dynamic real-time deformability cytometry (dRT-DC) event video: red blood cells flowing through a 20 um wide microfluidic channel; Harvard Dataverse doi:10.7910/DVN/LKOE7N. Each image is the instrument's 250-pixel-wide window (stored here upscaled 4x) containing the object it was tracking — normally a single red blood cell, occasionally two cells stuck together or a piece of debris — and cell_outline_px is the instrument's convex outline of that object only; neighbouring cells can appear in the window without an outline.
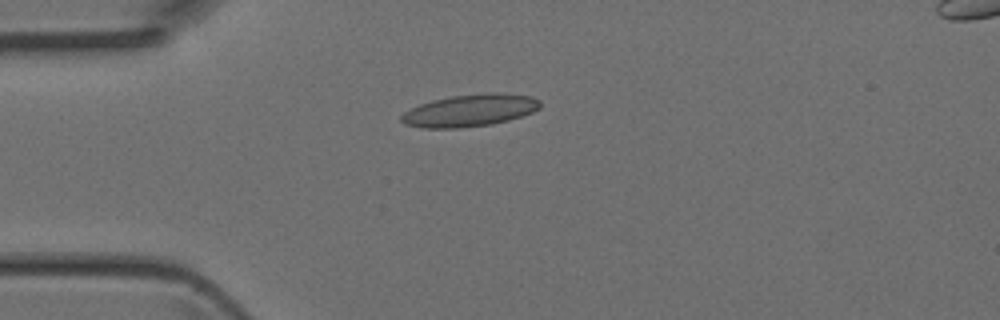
{"species": "Egyptian fruit bat (a non-hibernating species)", "species_latin": "Rousettus aegyptiacus", "temperature_condition": "room temperature", "stored_images_in_passage": 3, "camera_frame_rate_fps": 3000, "um_per_image_px": 0.085, "animal": {"sex": "female"}, "frame": {"image": 1, "passage_image": 1, "time_ms": 0.0, "image_size_px": [1000, 320], "cell_outline_px": [[540, 108], [532, 112], [508, 120], [492, 124], [456, 128], [424, 128], [404, 124], [400, 120], [400, 116], [404, 112], [420, 104], [432, 100], [452, 96], [484, 92], [500, 92], [532, 96], [540, 100]], "centroid_in_image_um": [39.95, 9.37], "position_along_channel_um": 45.1, "area_um2": 26.13}}
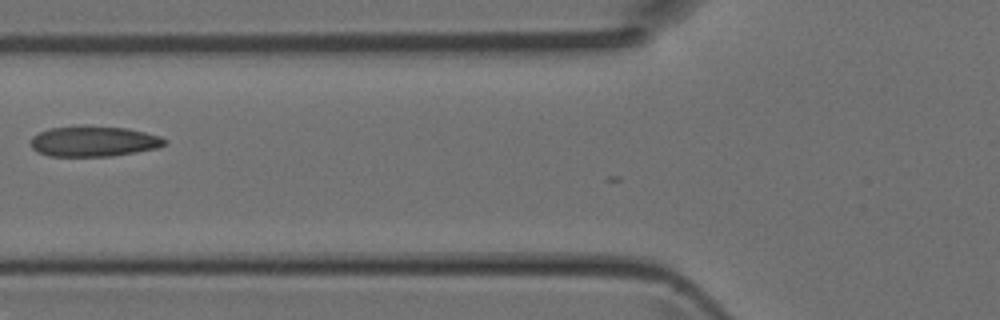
{"frame": {"image": 2, "passage_image": 3, "time_ms": 0.667, "image_size_px": [1000, 320], "cell_outline_px": [[168, 140], [164, 144], [156, 148], [136, 152], [112, 156], [48, 156], [32, 148], [32, 136], [48, 128], [84, 124], [128, 128], [160, 136]], "centroid_in_image_um": [7.96, 11.99], "position_along_channel_um": 117.8, "area_um2": 24.04}}